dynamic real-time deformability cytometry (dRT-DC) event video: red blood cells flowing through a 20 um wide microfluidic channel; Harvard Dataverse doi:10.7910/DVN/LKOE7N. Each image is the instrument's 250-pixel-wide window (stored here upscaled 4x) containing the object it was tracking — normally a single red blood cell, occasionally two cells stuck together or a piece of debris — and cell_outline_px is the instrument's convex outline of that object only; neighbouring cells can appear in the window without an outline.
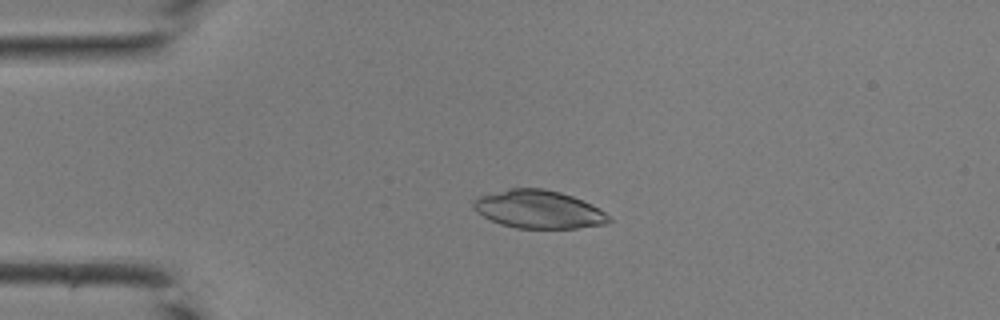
{"species": "common noctule bat (a hibernating species)", "species_latin": "Nyctalus noctula", "temperature_condition": "room temperature", "stored_images_in_passage": 36, "camera_frame_rate_fps": 3000, "um_per_image_px": 0.085, "animal": {"sex": "male", "body_mass_g": 19.0, "forearm_length_mm": 50.8}, "frame": {"image": 1, "passage_image": 4, "time_ms": 1.0, "image_size_px": [1000, 320], "cell_outline_px": [[612, 220], [608, 224], [576, 228], [516, 228], [500, 224], [476, 212], [472, 208], [472, 200], [476, 196], [508, 188], [544, 188], [560, 192], [572, 196], [592, 204], [604, 212]], "centroid_in_image_um": [45.74, 17.79], "position_along_channel_um": 39.3, "area_um2": 30.29}}
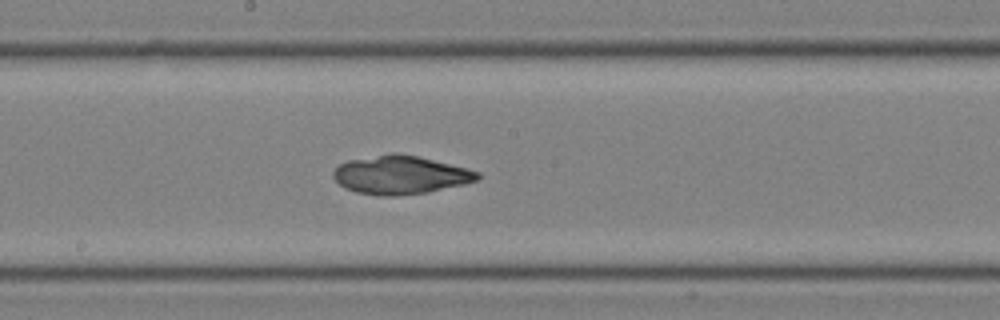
{"frame": {"image": 2, "passage_image": 17, "time_ms": 5.333, "image_size_px": [1000, 320], "cell_outline_px": [[480, 180], [464, 184], [428, 192], [396, 196], [380, 196], [356, 192], [344, 188], [332, 176], [332, 172], [340, 164], [348, 160], [392, 152], [396, 152], [416, 156], [468, 168], [480, 172]], "centroid_in_image_um": [34.04, 14.87], "position_along_channel_um": 214.2, "area_um2": 32.43}}
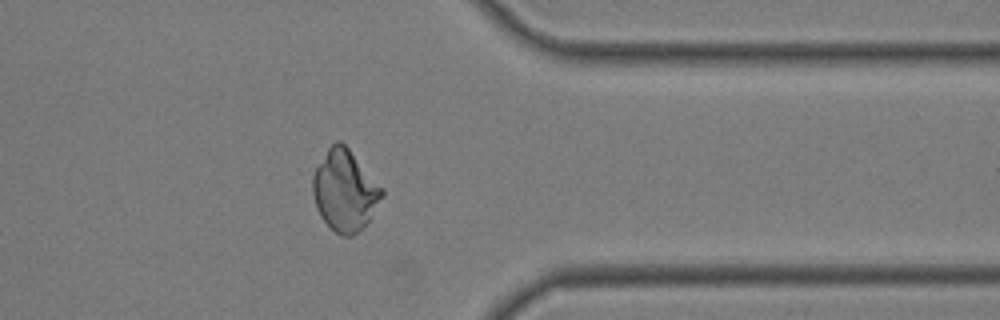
{"frame": {"image": 3, "passage_image": 28, "time_ms": 9.0, "image_size_px": [1000, 320], "cell_outline_px": [[384, 196], [368, 220], [352, 236], [344, 236], [336, 232], [320, 216], [316, 208], [312, 192], [312, 176], [316, 168], [328, 148], [336, 140], [340, 140], [348, 148], [384, 188]], "centroid_in_image_um": [29.31, 16.18], "position_along_channel_um": 382.1, "area_um2": 32.31}}